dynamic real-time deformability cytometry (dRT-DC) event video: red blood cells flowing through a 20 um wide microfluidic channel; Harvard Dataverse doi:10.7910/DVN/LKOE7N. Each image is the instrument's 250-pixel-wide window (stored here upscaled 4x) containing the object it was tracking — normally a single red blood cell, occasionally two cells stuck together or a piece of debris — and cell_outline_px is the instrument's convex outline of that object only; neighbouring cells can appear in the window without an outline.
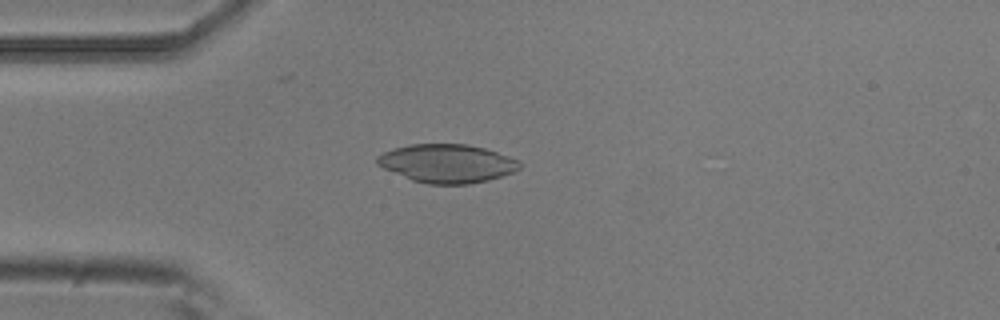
{"species": "common noctule bat (a hibernating species)", "species_latin": "Nyctalus noctula", "temperature_condition": "room temperature", "stored_images_in_passage": 4, "camera_frame_rate_fps": 3000, "um_per_image_px": 0.085, "animal": {"sex": "male", "body_mass_g": 20.5, "forearm_length_mm": 52.5}, "frame": {"image": 1, "passage_image": 4, "time_ms": 1.0, "image_size_px": [1000, 320], "cell_outline_px": [[520, 168], [512, 172], [488, 180], [468, 184], [428, 184], [412, 180], [384, 168], [376, 164], [376, 156], [392, 148], [408, 144], [468, 144], [484, 148], [520, 160]], "centroid_in_image_um": [37.97, 13.88], "position_along_channel_um": 47.0, "area_um2": 31.85}}